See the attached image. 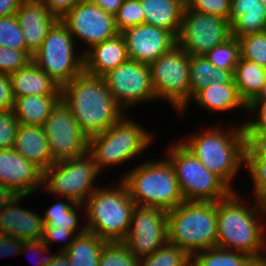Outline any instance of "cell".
Returning a JSON list of instances; mask_svg holds the SVG:
<instances>
[{"label": "cell", "mask_w": 266, "mask_h": 266, "mask_svg": "<svg viewBox=\"0 0 266 266\" xmlns=\"http://www.w3.org/2000/svg\"><path fill=\"white\" fill-rule=\"evenodd\" d=\"M231 36L229 20L184 6L176 44L190 56H204Z\"/></svg>", "instance_id": "12"}, {"label": "cell", "mask_w": 266, "mask_h": 266, "mask_svg": "<svg viewBox=\"0 0 266 266\" xmlns=\"http://www.w3.org/2000/svg\"><path fill=\"white\" fill-rule=\"evenodd\" d=\"M120 33L128 59L147 65L176 45V37L171 32L148 24L129 27Z\"/></svg>", "instance_id": "17"}, {"label": "cell", "mask_w": 266, "mask_h": 266, "mask_svg": "<svg viewBox=\"0 0 266 266\" xmlns=\"http://www.w3.org/2000/svg\"><path fill=\"white\" fill-rule=\"evenodd\" d=\"M239 194L233 191L227 198L217 201V247L246 253L254 261L266 262V227L260 220L266 216L265 204L256 201L249 208L244 203L246 199Z\"/></svg>", "instance_id": "1"}, {"label": "cell", "mask_w": 266, "mask_h": 266, "mask_svg": "<svg viewBox=\"0 0 266 266\" xmlns=\"http://www.w3.org/2000/svg\"><path fill=\"white\" fill-rule=\"evenodd\" d=\"M99 173L89 153L62 160L53 163L43 172L42 189L84 205L85 200L98 188L93 183Z\"/></svg>", "instance_id": "11"}, {"label": "cell", "mask_w": 266, "mask_h": 266, "mask_svg": "<svg viewBox=\"0 0 266 266\" xmlns=\"http://www.w3.org/2000/svg\"><path fill=\"white\" fill-rule=\"evenodd\" d=\"M19 125L13 109L0 110V150L14 147Z\"/></svg>", "instance_id": "41"}, {"label": "cell", "mask_w": 266, "mask_h": 266, "mask_svg": "<svg viewBox=\"0 0 266 266\" xmlns=\"http://www.w3.org/2000/svg\"><path fill=\"white\" fill-rule=\"evenodd\" d=\"M13 148L43 172L55 163L43 127L20 124Z\"/></svg>", "instance_id": "23"}, {"label": "cell", "mask_w": 266, "mask_h": 266, "mask_svg": "<svg viewBox=\"0 0 266 266\" xmlns=\"http://www.w3.org/2000/svg\"><path fill=\"white\" fill-rule=\"evenodd\" d=\"M59 20L78 3L79 0H40Z\"/></svg>", "instance_id": "49"}, {"label": "cell", "mask_w": 266, "mask_h": 266, "mask_svg": "<svg viewBox=\"0 0 266 266\" xmlns=\"http://www.w3.org/2000/svg\"><path fill=\"white\" fill-rule=\"evenodd\" d=\"M167 160L174 168L184 201L217 202L233 190L215 173L210 172L181 142L171 145Z\"/></svg>", "instance_id": "8"}, {"label": "cell", "mask_w": 266, "mask_h": 266, "mask_svg": "<svg viewBox=\"0 0 266 266\" xmlns=\"http://www.w3.org/2000/svg\"><path fill=\"white\" fill-rule=\"evenodd\" d=\"M103 79L125 113L136 104L157 100L147 64L128 59L105 74Z\"/></svg>", "instance_id": "14"}, {"label": "cell", "mask_w": 266, "mask_h": 266, "mask_svg": "<svg viewBox=\"0 0 266 266\" xmlns=\"http://www.w3.org/2000/svg\"><path fill=\"white\" fill-rule=\"evenodd\" d=\"M189 63L190 55L176 44L148 65L156 98L166 100L180 114L190 103Z\"/></svg>", "instance_id": "10"}, {"label": "cell", "mask_w": 266, "mask_h": 266, "mask_svg": "<svg viewBox=\"0 0 266 266\" xmlns=\"http://www.w3.org/2000/svg\"><path fill=\"white\" fill-rule=\"evenodd\" d=\"M144 22L145 16L140 0H124L115 15V24L119 32Z\"/></svg>", "instance_id": "39"}, {"label": "cell", "mask_w": 266, "mask_h": 266, "mask_svg": "<svg viewBox=\"0 0 266 266\" xmlns=\"http://www.w3.org/2000/svg\"><path fill=\"white\" fill-rule=\"evenodd\" d=\"M128 60L126 43L121 33L92 46L84 53V72L103 77Z\"/></svg>", "instance_id": "21"}, {"label": "cell", "mask_w": 266, "mask_h": 266, "mask_svg": "<svg viewBox=\"0 0 266 266\" xmlns=\"http://www.w3.org/2000/svg\"><path fill=\"white\" fill-rule=\"evenodd\" d=\"M72 203V204H71ZM82 209L80 204L74 203L71 199L64 201H58L53 203L47 210H45L42 215L44 221V227H59L61 229H67L76 236L83 234L86 231V227L81 226L79 228L77 209ZM77 230H80L77 232ZM77 232V233H76Z\"/></svg>", "instance_id": "31"}, {"label": "cell", "mask_w": 266, "mask_h": 266, "mask_svg": "<svg viewBox=\"0 0 266 266\" xmlns=\"http://www.w3.org/2000/svg\"><path fill=\"white\" fill-rule=\"evenodd\" d=\"M76 237L74 233L67 229H61L59 227H44V233L42 241L50 248V244L55 242H65L68 240L59 251H65L72 244L73 239ZM72 238V239H71ZM69 239H71L69 241Z\"/></svg>", "instance_id": "44"}, {"label": "cell", "mask_w": 266, "mask_h": 266, "mask_svg": "<svg viewBox=\"0 0 266 266\" xmlns=\"http://www.w3.org/2000/svg\"><path fill=\"white\" fill-rule=\"evenodd\" d=\"M14 98L27 95H61V86L43 72L33 61L10 74Z\"/></svg>", "instance_id": "24"}, {"label": "cell", "mask_w": 266, "mask_h": 266, "mask_svg": "<svg viewBox=\"0 0 266 266\" xmlns=\"http://www.w3.org/2000/svg\"><path fill=\"white\" fill-rule=\"evenodd\" d=\"M205 57L214 67L229 70L234 74L235 67L241 58L238 38L231 36L224 43L205 54Z\"/></svg>", "instance_id": "35"}, {"label": "cell", "mask_w": 266, "mask_h": 266, "mask_svg": "<svg viewBox=\"0 0 266 266\" xmlns=\"http://www.w3.org/2000/svg\"><path fill=\"white\" fill-rule=\"evenodd\" d=\"M117 186L98 187L84 203L86 231L107 242H122L126 238L136 206L126 185L120 180Z\"/></svg>", "instance_id": "6"}, {"label": "cell", "mask_w": 266, "mask_h": 266, "mask_svg": "<svg viewBox=\"0 0 266 266\" xmlns=\"http://www.w3.org/2000/svg\"><path fill=\"white\" fill-rule=\"evenodd\" d=\"M215 83H234L233 73L214 67L205 55H191L189 63L190 101L199 90Z\"/></svg>", "instance_id": "28"}, {"label": "cell", "mask_w": 266, "mask_h": 266, "mask_svg": "<svg viewBox=\"0 0 266 266\" xmlns=\"http://www.w3.org/2000/svg\"><path fill=\"white\" fill-rule=\"evenodd\" d=\"M251 266H266V262L255 261Z\"/></svg>", "instance_id": "55"}, {"label": "cell", "mask_w": 266, "mask_h": 266, "mask_svg": "<svg viewBox=\"0 0 266 266\" xmlns=\"http://www.w3.org/2000/svg\"><path fill=\"white\" fill-rule=\"evenodd\" d=\"M61 95H27L15 99L13 111L21 125L42 127Z\"/></svg>", "instance_id": "27"}, {"label": "cell", "mask_w": 266, "mask_h": 266, "mask_svg": "<svg viewBox=\"0 0 266 266\" xmlns=\"http://www.w3.org/2000/svg\"><path fill=\"white\" fill-rule=\"evenodd\" d=\"M192 257L177 245L167 242L153 254L139 258V266H191Z\"/></svg>", "instance_id": "34"}, {"label": "cell", "mask_w": 266, "mask_h": 266, "mask_svg": "<svg viewBox=\"0 0 266 266\" xmlns=\"http://www.w3.org/2000/svg\"><path fill=\"white\" fill-rule=\"evenodd\" d=\"M23 240L0 234V257L21 254Z\"/></svg>", "instance_id": "48"}, {"label": "cell", "mask_w": 266, "mask_h": 266, "mask_svg": "<svg viewBox=\"0 0 266 266\" xmlns=\"http://www.w3.org/2000/svg\"><path fill=\"white\" fill-rule=\"evenodd\" d=\"M233 78L240 98L247 105L259 93L266 79V68L240 58Z\"/></svg>", "instance_id": "30"}, {"label": "cell", "mask_w": 266, "mask_h": 266, "mask_svg": "<svg viewBox=\"0 0 266 266\" xmlns=\"http://www.w3.org/2000/svg\"><path fill=\"white\" fill-rule=\"evenodd\" d=\"M32 251V253L34 252L35 254H38L39 253L41 254V258H40V262L38 263L39 265L38 266H47L51 261L52 259L54 258L55 254L51 255L50 256L48 255L46 257V255L44 256L43 254L45 252H48L50 249L47 247V245L42 241V239L40 240H23V248H22V251L21 253H24L25 251ZM43 252V254H42ZM37 266V265H36Z\"/></svg>", "instance_id": "46"}, {"label": "cell", "mask_w": 266, "mask_h": 266, "mask_svg": "<svg viewBox=\"0 0 266 266\" xmlns=\"http://www.w3.org/2000/svg\"><path fill=\"white\" fill-rule=\"evenodd\" d=\"M68 28L75 42L92 46L102 43L120 33L115 24V16L105 12L90 0H79L60 19Z\"/></svg>", "instance_id": "16"}, {"label": "cell", "mask_w": 266, "mask_h": 266, "mask_svg": "<svg viewBox=\"0 0 266 266\" xmlns=\"http://www.w3.org/2000/svg\"><path fill=\"white\" fill-rule=\"evenodd\" d=\"M99 266H139V258L123 242H107L101 251Z\"/></svg>", "instance_id": "36"}, {"label": "cell", "mask_w": 266, "mask_h": 266, "mask_svg": "<svg viewBox=\"0 0 266 266\" xmlns=\"http://www.w3.org/2000/svg\"><path fill=\"white\" fill-rule=\"evenodd\" d=\"M29 50H16L0 46V73L11 74L32 61Z\"/></svg>", "instance_id": "40"}, {"label": "cell", "mask_w": 266, "mask_h": 266, "mask_svg": "<svg viewBox=\"0 0 266 266\" xmlns=\"http://www.w3.org/2000/svg\"><path fill=\"white\" fill-rule=\"evenodd\" d=\"M74 41L66 25L58 20L32 55V61L61 87L84 72V53L74 52Z\"/></svg>", "instance_id": "9"}, {"label": "cell", "mask_w": 266, "mask_h": 266, "mask_svg": "<svg viewBox=\"0 0 266 266\" xmlns=\"http://www.w3.org/2000/svg\"><path fill=\"white\" fill-rule=\"evenodd\" d=\"M244 164L253 178L255 201L266 204V150H245Z\"/></svg>", "instance_id": "33"}, {"label": "cell", "mask_w": 266, "mask_h": 266, "mask_svg": "<svg viewBox=\"0 0 266 266\" xmlns=\"http://www.w3.org/2000/svg\"><path fill=\"white\" fill-rule=\"evenodd\" d=\"M61 100L88 138L105 132L126 114L103 77L85 72L61 87Z\"/></svg>", "instance_id": "2"}, {"label": "cell", "mask_w": 266, "mask_h": 266, "mask_svg": "<svg viewBox=\"0 0 266 266\" xmlns=\"http://www.w3.org/2000/svg\"><path fill=\"white\" fill-rule=\"evenodd\" d=\"M106 243L96 234L85 231L77 235L64 252L71 266H99L101 251Z\"/></svg>", "instance_id": "29"}, {"label": "cell", "mask_w": 266, "mask_h": 266, "mask_svg": "<svg viewBox=\"0 0 266 266\" xmlns=\"http://www.w3.org/2000/svg\"><path fill=\"white\" fill-rule=\"evenodd\" d=\"M14 103L10 74L0 73V110L13 109Z\"/></svg>", "instance_id": "45"}, {"label": "cell", "mask_w": 266, "mask_h": 266, "mask_svg": "<svg viewBox=\"0 0 266 266\" xmlns=\"http://www.w3.org/2000/svg\"><path fill=\"white\" fill-rule=\"evenodd\" d=\"M168 242L191 257L217 247V202L184 201L167 211Z\"/></svg>", "instance_id": "4"}, {"label": "cell", "mask_w": 266, "mask_h": 266, "mask_svg": "<svg viewBox=\"0 0 266 266\" xmlns=\"http://www.w3.org/2000/svg\"><path fill=\"white\" fill-rule=\"evenodd\" d=\"M47 266H71L67 254L64 251H58L52 261Z\"/></svg>", "instance_id": "53"}, {"label": "cell", "mask_w": 266, "mask_h": 266, "mask_svg": "<svg viewBox=\"0 0 266 266\" xmlns=\"http://www.w3.org/2000/svg\"><path fill=\"white\" fill-rule=\"evenodd\" d=\"M198 107L213 112H226L235 109H247V105L240 98L235 83L211 84L199 90L192 98Z\"/></svg>", "instance_id": "26"}, {"label": "cell", "mask_w": 266, "mask_h": 266, "mask_svg": "<svg viewBox=\"0 0 266 266\" xmlns=\"http://www.w3.org/2000/svg\"><path fill=\"white\" fill-rule=\"evenodd\" d=\"M137 206L171 210L184 202L173 166L164 160H147L120 179Z\"/></svg>", "instance_id": "5"}, {"label": "cell", "mask_w": 266, "mask_h": 266, "mask_svg": "<svg viewBox=\"0 0 266 266\" xmlns=\"http://www.w3.org/2000/svg\"><path fill=\"white\" fill-rule=\"evenodd\" d=\"M263 4H264V6L266 7V0H260Z\"/></svg>", "instance_id": "56"}, {"label": "cell", "mask_w": 266, "mask_h": 266, "mask_svg": "<svg viewBox=\"0 0 266 266\" xmlns=\"http://www.w3.org/2000/svg\"><path fill=\"white\" fill-rule=\"evenodd\" d=\"M145 22L178 36L185 0H140Z\"/></svg>", "instance_id": "25"}, {"label": "cell", "mask_w": 266, "mask_h": 266, "mask_svg": "<svg viewBox=\"0 0 266 266\" xmlns=\"http://www.w3.org/2000/svg\"><path fill=\"white\" fill-rule=\"evenodd\" d=\"M24 35L26 48L34 54L47 33L59 20L40 0H25L15 13Z\"/></svg>", "instance_id": "20"}, {"label": "cell", "mask_w": 266, "mask_h": 266, "mask_svg": "<svg viewBox=\"0 0 266 266\" xmlns=\"http://www.w3.org/2000/svg\"><path fill=\"white\" fill-rule=\"evenodd\" d=\"M122 242L137 258L153 254L168 242L167 211L136 205L129 231Z\"/></svg>", "instance_id": "15"}, {"label": "cell", "mask_w": 266, "mask_h": 266, "mask_svg": "<svg viewBox=\"0 0 266 266\" xmlns=\"http://www.w3.org/2000/svg\"><path fill=\"white\" fill-rule=\"evenodd\" d=\"M0 184L17 195H32L43 187V171L14 148L0 150ZM37 189V190H36Z\"/></svg>", "instance_id": "18"}, {"label": "cell", "mask_w": 266, "mask_h": 266, "mask_svg": "<svg viewBox=\"0 0 266 266\" xmlns=\"http://www.w3.org/2000/svg\"><path fill=\"white\" fill-rule=\"evenodd\" d=\"M252 100H266V79H265L259 93Z\"/></svg>", "instance_id": "54"}, {"label": "cell", "mask_w": 266, "mask_h": 266, "mask_svg": "<svg viewBox=\"0 0 266 266\" xmlns=\"http://www.w3.org/2000/svg\"><path fill=\"white\" fill-rule=\"evenodd\" d=\"M26 196L28 197V195H16L0 210V234L22 240H40L44 233L42 216L33 210L17 206Z\"/></svg>", "instance_id": "19"}, {"label": "cell", "mask_w": 266, "mask_h": 266, "mask_svg": "<svg viewBox=\"0 0 266 266\" xmlns=\"http://www.w3.org/2000/svg\"><path fill=\"white\" fill-rule=\"evenodd\" d=\"M105 12L115 16L124 0H90Z\"/></svg>", "instance_id": "51"}, {"label": "cell", "mask_w": 266, "mask_h": 266, "mask_svg": "<svg viewBox=\"0 0 266 266\" xmlns=\"http://www.w3.org/2000/svg\"><path fill=\"white\" fill-rule=\"evenodd\" d=\"M231 34L243 37L266 31V7L260 0H230Z\"/></svg>", "instance_id": "22"}, {"label": "cell", "mask_w": 266, "mask_h": 266, "mask_svg": "<svg viewBox=\"0 0 266 266\" xmlns=\"http://www.w3.org/2000/svg\"><path fill=\"white\" fill-rule=\"evenodd\" d=\"M125 115L105 132L89 138L88 153L101 169L129 161L147 149L153 140L151 132Z\"/></svg>", "instance_id": "7"}, {"label": "cell", "mask_w": 266, "mask_h": 266, "mask_svg": "<svg viewBox=\"0 0 266 266\" xmlns=\"http://www.w3.org/2000/svg\"><path fill=\"white\" fill-rule=\"evenodd\" d=\"M241 59L266 68V31L238 37Z\"/></svg>", "instance_id": "37"}, {"label": "cell", "mask_w": 266, "mask_h": 266, "mask_svg": "<svg viewBox=\"0 0 266 266\" xmlns=\"http://www.w3.org/2000/svg\"><path fill=\"white\" fill-rule=\"evenodd\" d=\"M0 46L28 50L16 15L0 17Z\"/></svg>", "instance_id": "38"}, {"label": "cell", "mask_w": 266, "mask_h": 266, "mask_svg": "<svg viewBox=\"0 0 266 266\" xmlns=\"http://www.w3.org/2000/svg\"><path fill=\"white\" fill-rule=\"evenodd\" d=\"M254 262L246 253L213 247L195 253L191 266H251Z\"/></svg>", "instance_id": "32"}, {"label": "cell", "mask_w": 266, "mask_h": 266, "mask_svg": "<svg viewBox=\"0 0 266 266\" xmlns=\"http://www.w3.org/2000/svg\"><path fill=\"white\" fill-rule=\"evenodd\" d=\"M17 194L10 188L0 184V210H2Z\"/></svg>", "instance_id": "52"}, {"label": "cell", "mask_w": 266, "mask_h": 266, "mask_svg": "<svg viewBox=\"0 0 266 266\" xmlns=\"http://www.w3.org/2000/svg\"><path fill=\"white\" fill-rule=\"evenodd\" d=\"M246 110L256 117L243 122L244 129H266V100H251Z\"/></svg>", "instance_id": "43"}, {"label": "cell", "mask_w": 266, "mask_h": 266, "mask_svg": "<svg viewBox=\"0 0 266 266\" xmlns=\"http://www.w3.org/2000/svg\"><path fill=\"white\" fill-rule=\"evenodd\" d=\"M25 0H0V17L15 15Z\"/></svg>", "instance_id": "50"}, {"label": "cell", "mask_w": 266, "mask_h": 266, "mask_svg": "<svg viewBox=\"0 0 266 266\" xmlns=\"http://www.w3.org/2000/svg\"><path fill=\"white\" fill-rule=\"evenodd\" d=\"M185 6L223 19L230 18V0H185Z\"/></svg>", "instance_id": "42"}, {"label": "cell", "mask_w": 266, "mask_h": 266, "mask_svg": "<svg viewBox=\"0 0 266 266\" xmlns=\"http://www.w3.org/2000/svg\"><path fill=\"white\" fill-rule=\"evenodd\" d=\"M42 127L54 162L88 153L89 138L79 128L75 117L62 100L51 110Z\"/></svg>", "instance_id": "13"}, {"label": "cell", "mask_w": 266, "mask_h": 266, "mask_svg": "<svg viewBox=\"0 0 266 266\" xmlns=\"http://www.w3.org/2000/svg\"><path fill=\"white\" fill-rule=\"evenodd\" d=\"M245 150H266V129H244Z\"/></svg>", "instance_id": "47"}, {"label": "cell", "mask_w": 266, "mask_h": 266, "mask_svg": "<svg viewBox=\"0 0 266 266\" xmlns=\"http://www.w3.org/2000/svg\"><path fill=\"white\" fill-rule=\"evenodd\" d=\"M188 136L181 142L210 172L220 177L233 191L232 179L244 165L246 135L244 126L224 131L220 127Z\"/></svg>", "instance_id": "3"}]
</instances>
